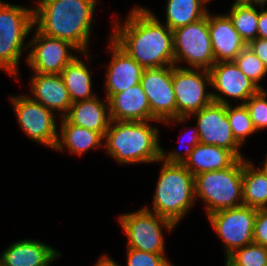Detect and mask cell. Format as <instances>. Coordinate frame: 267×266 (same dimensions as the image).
<instances>
[{"instance_id": "1", "label": "cell", "mask_w": 267, "mask_h": 266, "mask_svg": "<svg viewBox=\"0 0 267 266\" xmlns=\"http://www.w3.org/2000/svg\"><path fill=\"white\" fill-rule=\"evenodd\" d=\"M114 17L110 37L144 69L175 65L173 32L151 9L135 5L124 20Z\"/></svg>"}, {"instance_id": "2", "label": "cell", "mask_w": 267, "mask_h": 266, "mask_svg": "<svg viewBox=\"0 0 267 266\" xmlns=\"http://www.w3.org/2000/svg\"><path fill=\"white\" fill-rule=\"evenodd\" d=\"M34 1V28L48 37L70 42L80 53L88 52L98 0Z\"/></svg>"}, {"instance_id": "3", "label": "cell", "mask_w": 267, "mask_h": 266, "mask_svg": "<svg viewBox=\"0 0 267 266\" xmlns=\"http://www.w3.org/2000/svg\"><path fill=\"white\" fill-rule=\"evenodd\" d=\"M147 121L111 120L104 136L107 156L123 165L158 163L161 159L159 128Z\"/></svg>"}, {"instance_id": "4", "label": "cell", "mask_w": 267, "mask_h": 266, "mask_svg": "<svg viewBox=\"0 0 267 266\" xmlns=\"http://www.w3.org/2000/svg\"><path fill=\"white\" fill-rule=\"evenodd\" d=\"M160 162L162 167L155 185L152 208L144 207L177 226L197 202L195 177L181 163Z\"/></svg>"}, {"instance_id": "5", "label": "cell", "mask_w": 267, "mask_h": 266, "mask_svg": "<svg viewBox=\"0 0 267 266\" xmlns=\"http://www.w3.org/2000/svg\"><path fill=\"white\" fill-rule=\"evenodd\" d=\"M33 29V7L0 0V70L17 81L20 78L18 73L21 56L25 53L24 49H29V40L26 39Z\"/></svg>"}, {"instance_id": "6", "label": "cell", "mask_w": 267, "mask_h": 266, "mask_svg": "<svg viewBox=\"0 0 267 266\" xmlns=\"http://www.w3.org/2000/svg\"><path fill=\"white\" fill-rule=\"evenodd\" d=\"M243 158L231 167L200 173L195 177V197L205 204L206 216L243 205Z\"/></svg>"}, {"instance_id": "7", "label": "cell", "mask_w": 267, "mask_h": 266, "mask_svg": "<svg viewBox=\"0 0 267 266\" xmlns=\"http://www.w3.org/2000/svg\"><path fill=\"white\" fill-rule=\"evenodd\" d=\"M119 224L127 236V248L162 254L165 256V231L170 233L176 225L156 214L141 207L134 212L120 214Z\"/></svg>"}, {"instance_id": "8", "label": "cell", "mask_w": 267, "mask_h": 266, "mask_svg": "<svg viewBox=\"0 0 267 266\" xmlns=\"http://www.w3.org/2000/svg\"><path fill=\"white\" fill-rule=\"evenodd\" d=\"M173 32L175 66L209 70L215 63L208 26V13L200 20ZM181 63L188 64L180 65Z\"/></svg>"}, {"instance_id": "9", "label": "cell", "mask_w": 267, "mask_h": 266, "mask_svg": "<svg viewBox=\"0 0 267 266\" xmlns=\"http://www.w3.org/2000/svg\"><path fill=\"white\" fill-rule=\"evenodd\" d=\"M172 83L176 98V118H189L213 102L209 70L172 65Z\"/></svg>"}, {"instance_id": "10", "label": "cell", "mask_w": 267, "mask_h": 266, "mask_svg": "<svg viewBox=\"0 0 267 266\" xmlns=\"http://www.w3.org/2000/svg\"><path fill=\"white\" fill-rule=\"evenodd\" d=\"M14 115L23 132L36 143L55 149L58 140L56 116L53 111L32 100L27 94L10 95Z\"/></svg>"}, {"instance_id": "11", "label": "cell", "mask_w": 267, "mask_h": 266, "mask_svg": "<svg viewBox=\"0 0 267 266\" xmlns=\"http://www.w3.org/2000/svg\"><path fill=\"white\" fill-rule=\"evenodd\" d=\"M256 215L257 209L240 205L207 216L213 231L224 245L225 258L234 250L253 243Z\"/></svg>"}, {"instance_id": "12", "label": "cell", "mask_w": 267, "mask_h": 266, "mask_svg": "<svg viewBox=\"0 0 267 266\" xmlns=\"http://www.w3.org/2000/svg\"><path fill=\"white\" fill-rule=\"evenodd\" d=\"M191 117L197 120L195 123L200 143L216 145L231 150L239 159L245 158L240 150L242 146L233 136L227 117V105L212 102L200 111L193 113L189 118H173L162 123L182 124L188 122Z\"/></svg>"}, {"instance_id": "13", "label": "cell", "mask_w": 267, "mask_h": 266, "mask_svg": "<svg viewBox=\"0 0 267 266\" xmlns=\"http://www.w3.org/2000/svg\"><path fill=\"white\" fill-rule=\"evenodd\" d=\"M29 40L26 64L32 72L41 74H61L63 69L76 57L79 50L70 42L48 37L36 28ZM70 50V51H69Z\"/></svg>"}, {"instance_id": "14", "label": "cell", "mask_w": 267, "mask_h": 266, "mask_svg": "<svg viewBox=\"0 0 267 266\" xmlns=\"http://www.w3.org/2000/svg\"><path fill=\"white\" fill-rule=\"evenodd\" d=\"M211 85L213 88V102L229 105L233 99L239 104L253 96L259 88L239 69L235 61H222L214 63L209 69ZM215 90V91H214ZM228 98V99H227Z\"/></svg>"}, {"instance_id": "15", "label": "cell", "mask_w": 267, "mask_h": 266, "mask_svg": "<svg viewBox=\"0 0 267 266\" xmlns=\"http://www.w3.org/2000/svg\"><path fill=\"white\" fill-rule=\"evenodd\" d=\"M140 84L149 101L151 120L164 122L176 118L172 66L144 69Z\"/></svg>"}, {"instance_id": "16", "label": "cell", "mask_w": 267, "mask_h": 266, "mask_svg": "<svg viewBox=\"0 0 267 266\" xmlns=\"http://www.w3.org/2000/svg\"><path fill=\"white\" fill-rule=\"evenodd\" d=\"M110 63L105 70L106 99L140 83L144 68L109 37Z\"/></svg>"}, {"instance_id": "17", "label": "cell", "mask_w": 267, "mask_h": 266, "mask_svg": "<svg viewBox=\"0 0 267 266\" xmlns=\"http://www.w3.org/2000/svg\"><path fill=\"white\" fill-rule=\"evenodd\" d=\"M32 73L29 97L56 114L60 112L58 116L63 118L68 113L72 101L62 75Z\"/></svg>"}, {"instance_id": "18", "label": "cell", "mask_w": 267, "mask_h": 266, "mask_svg": "<svg viewBox=\"0 0 267 266\" xmlns=\"http://www.w3.org/2000/svg\"><path fill=\"white\" fill-rule=\"evenodd\" d=\"M56 248L39 240L24 238L13 242L0 255L3 266H50L60 258Z\"/></svg>"}, {"instance_id": "19", "label": "cell", "mask_w": 267, "mask_h": 266, "mask_svg": "<svg viewBox=\"0 0 267 266\" xmlns=\"http://www.w3.org/2000/svg\"><path fill=\"white\" fill-rule=\"evenodd\" d=\"M211 13L208 11V26L215 63L234 61L247 44L226 13Z\"/></svg>"}, {"instance_id": "20", "label": "cell", "mask_w": 267, "mask_h": 266, "mask_svg": "<svg viewBox=\"0 0 267 266\" xmlns=\"http://www.w3.org/2000/svg\"><path fill=\"white\" fill-rule=\"evenodd\" d=\"M108 103L111 120H151L149 101L140 83L112 95Z\"/></svg>"}, {"instance_id": "21", "label": "cell", "mask_w": 267, "mask_h": 266, "mask_svg": "<svg viewBox=\"0 0 267 266\" xmlns=\"http://www.w3.org/2000/svg\"><path fill=\"white\" fill-rule=\"evenodd\" d=\"M64 118L71 124L100 133L103 137L110 124L108 100L96 96L72 103Z\"/></svg>"}, {"instance_id": "22", "label": "cell", "mask_w": 267, "mask_h": 266, "mask_svg": "<svg viewBox=\"0 0 267 266\" xmlns=\"http://www.w3.org/2000/svg\"><path fill=\"white\" fill-rule=\"evenodd\" d=\"M58 140L54 150L70 154L83 155L90 149H100L104 146V137L89 130L69 123L64 117L59 118Z\"/></svg>"}, {"instance_id": "23", "label": "cell", "mask_w": 267, "mask_h": 266, "mask_svg": "<svg viewBox=\"0 0 267 266\" xmlns=\"http://www.w3.org/2000/svg\"><path fill=\"white\" fill-rule=\"evenodd\" d=\"M238 159L231 150L199 143L182 164L196 176L200 173L227 169Z\"/></svg>"}, {"instance_id": "24", "label": "cell", "mask_w": 267, "mask_h": 266, "mask_svg": "<svg viewBox=\"0 0 267 266\" xmlns=\"http://www.w3.org/2000/svg\"><path fill=\"white\" fill-rule=\"evenodd\" d=\"M79 55L80 57L77 55L61 73L72 103L89 100L97 96L93 92L90 65L85 63L90 61L89 52L79 53ZM82 55L85 56V62L83 58L80 59Z\"/></svg>"}, {"instance_id": "25", "label": "cell", "mask_w": 267, "mask_h": 266, "mask_svg": "<svg viewBox=\"0 0 267 266\" xmlns=\"http://www.w3.org/2000/svg\"><path fill=\"white\" fill-rule=\"evenodd\" d=\"M253 164L251 159L243 158V205L255 209L267 208V173Z\"/></svg>"}, {"instance_id": "26", "label": "cell", "mask_w": 267, "mask_h": 266, "mask_svg": "<svg viewBox=\"0 0 267 266\" xmlns=\"http://www.w3.org/2000/svg\"><path fill=\"white\" fill-rule=\"evenodd\" d=\"M165 6V25L172 31L196 22L208 13L209 0H167Z\"/></svg>"}, {"instance_id": "27", "label": "cell", "mask_w": 267, "mask_h": 266, "mask_svg": "<svg viewBox=\"0 0 267 266\" xmlns=\"http://www.w3.org/2000/svg\"><path fill=\"white\" fill-rule=\"evenodd\" d=\"M259 8L248 3L232 4L226 13L247 45L257 38Z\"/></svg>"}, {"instance_id": "28", "label": "cell", "mask_w": 267, "mask_h": 266, "mask_svg": "<svg viewBox=\"0 0 267 266\" xmlns=\"http://www.w3.org/2000/svg\"><path fill=\"white\" fill-rule=\"evenodd\" d=\"M227 117L236 141L241 145L246 142L250 135L256 133L250 113L245 104L227 105Z\"/></svg>"}, {"instance_id": "29", "label": "cell", "mask_w": 267, "mask_h": 266, "mask_svg": "<svg viewBox=\"0 0 267 266\" xmlns=\"http://www.w3.org/2000/svg\"><path fill=\"white\" fill-rule=\"evenodd\" d=\"M239 69L259 88L265 89L261 80L266 76L267 69L260 58L247 45L234 60Z\"/></svg>"}, {"instance_id": "30", "label": "cell", "mask_w": 267, "mask_h": 266, "mask_svg": "<svg viewBox=\"0 0 267 266\" xmlns=\"http://www.w3.org/2000/svg\"><path fill=\"white\" fill-rule=\"evenodd\" d=\"M233 266H267V247L251 243L225 258Z\"/></svg>"}, {"instance_id": "31", "label": "cell", "mask_w": 267, "mask_h": 266, "mask_svg": "<svg viewBox=\"0 0 267 266\" xmlns=\"http://www.w3.org/2000/svg\"><path fill=\"white\" fill-rule=\"evenodd\" d=\"M245 105L256 131L267 128V90L259 89L245 102Z\"/></svg>"}, {"instance_id": "32", "label": "cell", "mask_w": 267, "mask_h": 266, "mask_svg": "<svg viewBox=\"0 0 267 266\" xmlns=\"http://www.w3.org/2000/svg\"><path fill=\"white\" fill-rule=\"evenodd\" d=\"M126 266H175L162 254L148 253L133 248H127ZM120 266L114 259H112Z\"/></svg>"}, {"instance_id": "33", "label": "cell", "mask_w": 267, "mask_h": 266, "mask_svg": "<svg viewBox=\"0 0 267 266\" xmlns=\"http://www.w3.org/2000/svg\"><path fill=\"white\" fill-rule=\"evenodd\" d=\"M193 131V132H192ZM192 131L190 132L189 136V143H188V148H186L184 152L178 151V150H174V151H168L167 153L165 152V150L163 149V147H161V161L165 162V163H183L188 156L191 154V152L193 151V148L200 143L199 141V133H198V129H197V125L195 124L194 129L192 128ZM188 133V132H187ZM186 134V133H185ZM181 141V140H180ZM182 143V141H181Z\"/></svg>"}, {"instance_id": "34", "label": "cell", "mask_w": 267, "mask_h": 266, "mask_svg": "<svg viewBox=\"0 0 267 266\" xmlns=\"http://www.w3.org/2000/svg\"><path fill=\"white\" fill-rule=\"evenodd\" d=\"M253 243L267 247V208L257 209L253 231Z\"/></svg>"}, {"instance_id": "35", "label": "cell", "mask_w": 267, "mask_h": 266, "mask_svg": "<svg viewBox=\"0 0 267 266\" xmlns=\"http://www.w3.org/2000/svg\"><path fill=\"white\" fill-rule=\"evenodd\" d=\"M248 46L262 60L267 69V38H256Z\"/></svg>"}, {"instance_id": "36", "label": "cell", "mask_w": 267, "mask_h": 266, "mask_svg": "<svg viewBox=\"0 0 267 266\" xmlns=\"http://www.w3.org/2000/svg\"><path fill=\"white\" fill-rule=\"evenodd\" d=\"M258 38H267V7H260L258 17Z\"/></svg>"}, {"instance_id": "37", "label": "cell", "mask_w": 267, "mask_h": 266, "mask_svg": "<svg viewBox=\"0 0 267 266\" xmlns=\"http://www.w3.org/2000/svg\"><path fill=\"white\" fill-rule=\"evenodd\" d=\"M94 266H118L108 254L102 255Z\"/></svg>"}, {"instance_id": "38", "label": "cell", "mask_w": 267, "mask_h": 266, "mask_svg": "<svg viewBox=\"0 0 267 266\" xmlns=\"http://www.w3.org/2000/svg\"><path fill=\"white\" fill-rule=\"evenodd\" d=\"M251 5H256L260 7H264L265 5L267 6V0H250Z\"/></svg>"}, {"instance_id": "39", "label": "cell", "mask_w": 267, "mask_h": 266, "mask_svg": "<svg viewBox=\"0 0 267 266\" xmlns=\"http://www.w3.org/2000/svg\"><path fill=\"white\" fill-rule=\"evenodd\" d=\"M265 157V160L262 163H259V165L261 164V168L267 173V153Z\"/></svg>"}, {"instance_id": "40", "label": "cell", "mask_w": 267, "mask_h": 266, "mask_svg": "<svg viewBox=\"0 0 267 266\" xmlns=\"http://www.w3.org/2000/svg\"><path fill=\"white\" fill-rule=\"evenodd\" d=\"M248 3L250 4V0H234L233 4H244Z\"/></svg>"}, {"instance_id": "41", "label": "cell", "mask_w": 267, "mask_h": 266, "mask_svg": "<svg viewBox=\"0 0 267 266\" xmlns=\"http://www.w3.org/2000/svg\"><path fill=\"white\" fill-rule=\"evenodd\" d=\"M225 266H233V265L230 264V263L225 259Z\"/></svg>"}]
</instances>
